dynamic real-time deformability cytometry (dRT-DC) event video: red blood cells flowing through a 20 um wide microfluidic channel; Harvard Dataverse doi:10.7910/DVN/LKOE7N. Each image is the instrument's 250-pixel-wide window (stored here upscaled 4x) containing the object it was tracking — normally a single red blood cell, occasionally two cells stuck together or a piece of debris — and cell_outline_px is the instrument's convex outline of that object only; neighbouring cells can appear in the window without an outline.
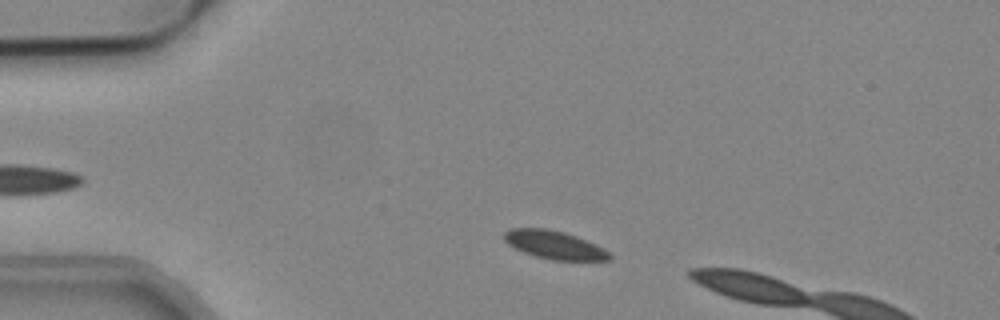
{"species": "common noctule bat (a hibernating species)", "species_latin": "Nyctalus noctula", "temperature_condition": "cold", "stored_images_in_passage": 10, "camera_frame_rate_fps": 3000, "um_per_image_px": 0.085, "animal": {"sex": "male", "body_mass_g": 19.2, "forearm_length_mm": 51.8}, "frame": {"image": 1, "passage_image": 6, "time_ms": 1.667, "image_size_px": [1000, 320], "cell_outline_px": [[612, 256], [608, 260], [552, 260], [536, 256], [524, 252], [508, 244], [504, 240], [504, 232], [512, 228], [548, 228], [564, 232], [576, 236], [596, 244], [608, 252]], "centroid_in_image_um": [47.11, 20.8], "position_along_channel_um": 37.9, "area_um2": 17.17}}